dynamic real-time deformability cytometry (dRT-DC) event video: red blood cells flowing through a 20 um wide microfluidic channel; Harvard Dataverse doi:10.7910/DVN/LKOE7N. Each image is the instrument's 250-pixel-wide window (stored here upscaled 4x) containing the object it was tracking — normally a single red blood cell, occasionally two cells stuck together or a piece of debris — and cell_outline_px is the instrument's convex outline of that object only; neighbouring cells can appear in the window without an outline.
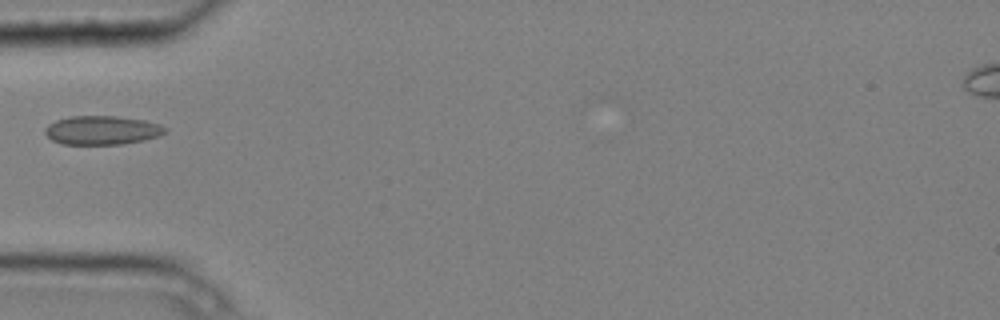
{"species": "common noctule bat (a hibernating species)", "species_latin": "Nyctalus noctula", "temperature_condition": "cold", "stored_images_in_passage": 5, "camera_frame_rate_fps": 3000, "um_per_image_px": 0.085, "animal": {"sex": "male", "body_mass_g": 20.4}, "frame": {"image": 1, "passage_image": 5, "time_ms": 1.333, "image_size_px": [1000, 320], "cell_outline_px": [[168, 132], [160, 136], [144, 140], [120, 144], [60, 144], [52, 140], [44, 132], [44, 128], [48, 124], [56, 120], [72, 116], [116, 116], [144, 120], [160, 124], [168, 128]], "centroid_in_image_um": [8.7, 11.07], "position_along_channel_um": 76.3, "area_um2": 20.35}}